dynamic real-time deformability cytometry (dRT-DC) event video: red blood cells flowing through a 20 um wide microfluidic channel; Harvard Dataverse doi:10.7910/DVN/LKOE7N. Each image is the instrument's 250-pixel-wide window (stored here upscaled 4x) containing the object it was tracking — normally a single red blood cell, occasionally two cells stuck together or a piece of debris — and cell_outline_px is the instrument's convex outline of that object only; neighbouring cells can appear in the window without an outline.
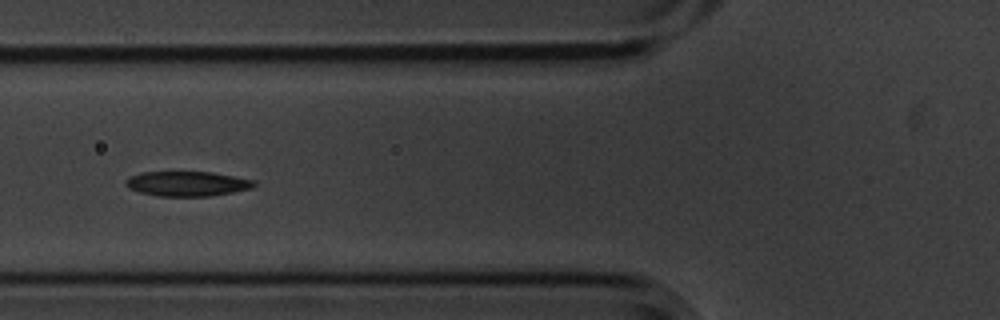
{"species": "common noctule bat (a hibernating species)", "species_latin": "Nyctalus noctula", "temperature_condition": "cold", "stored_images_in_passage": 4, "camera_frame_rate_fps": 3000, "um_per_image_px": 0.085, "animal": {"sex": "male", "body_mass_g": 20.1, "forearm_length_mm": 53.5}, "frame": {"image": 1, "passage_image": 4, "time_ms": 1.0, "image_size_px": [1000, 320], "cell_outline_px": [[256, 184], [252, 188], [232, 192], [208, 196], [160, 196], [140, 192], [128, 188], [124, 184], [124, 180], [140, 172], [212, 172], [256, 180]], "centroid_in_image_um": [15.91, 15.61], "position_along_channel_um": 109.9, "area_um2": 18.55}}